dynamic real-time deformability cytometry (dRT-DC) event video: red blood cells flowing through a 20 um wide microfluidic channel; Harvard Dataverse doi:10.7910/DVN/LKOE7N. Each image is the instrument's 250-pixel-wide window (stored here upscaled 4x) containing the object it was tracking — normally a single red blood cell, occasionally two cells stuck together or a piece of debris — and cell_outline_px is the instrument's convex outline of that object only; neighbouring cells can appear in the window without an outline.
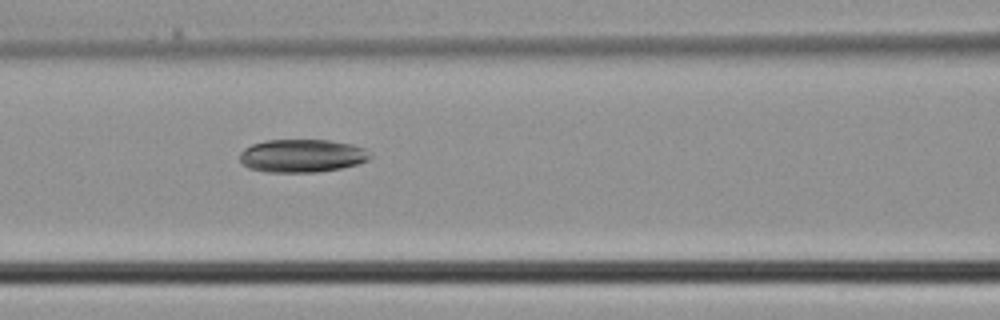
{"species": "common noctule bat (a hibernating species)", "species_latin": "Nyctalus noctula", "temperature_condition": "cold", "stored_images_in_passage": 6, "camera_frame_rate_fps": 3000, "um_per_image_px": 0.085, "animal": {"sex": "male", "body_mass_g": 21.5, "forearm_length_mm": 52.0}, "frame": {"image": 1, "passage_image": 5, "time_ms": 1.333, "image_size_px": [1000, 320], "cell_outline_px": [[372, 156], [368, 160], [356, 164], [340, 168], [316, 172], [268, 172], [248, 168], [240, 160], [240, 152], [244, 148], [252, 144], [264, 140], [328, 140], [352, 144], [364, 148]], "centroid_in_image_um": [25.65, 13.23], "position_along_channel_um": 140.9, "area_um2": 25.09}}